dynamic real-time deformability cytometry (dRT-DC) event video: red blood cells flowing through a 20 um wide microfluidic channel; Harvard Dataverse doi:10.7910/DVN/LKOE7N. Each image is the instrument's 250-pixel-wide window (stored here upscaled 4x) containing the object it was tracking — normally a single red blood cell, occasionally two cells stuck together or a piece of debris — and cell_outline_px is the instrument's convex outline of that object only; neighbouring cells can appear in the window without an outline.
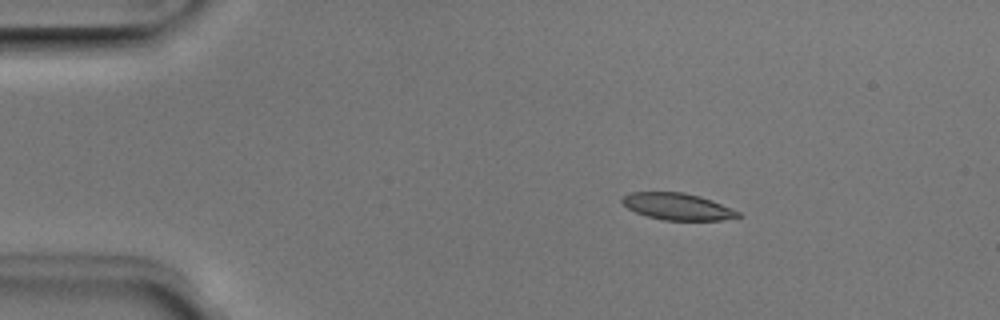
{"species": "Egyptian fruit bat (a non-hibernating species)", "species_latin": "Rousettus aegyptiacus", "temperature_condition": "room temperature", "stored_images_in_passage": 6, "camera_frame_rate_fps": 3000, "um_per_image_px": 0.085, "animal": {"sex": "male"}, "frame": {"image": 1, "passage_image": 3, "time_ms": 0.667, "image_size_px": [1000, 320], "cell_outline_px": [[744, 216], [720, 220], [664, 220], [648, 216], [636, 212], [628, 208], [620, 200], [620, 196], [632, 192], [684, 192], [700, 196], [712, 200], [740, 212]], "centroid_in_image_um": [57.58, 17.55], "position_along_channel_um": 27.4, "area_um2": 18.09}}
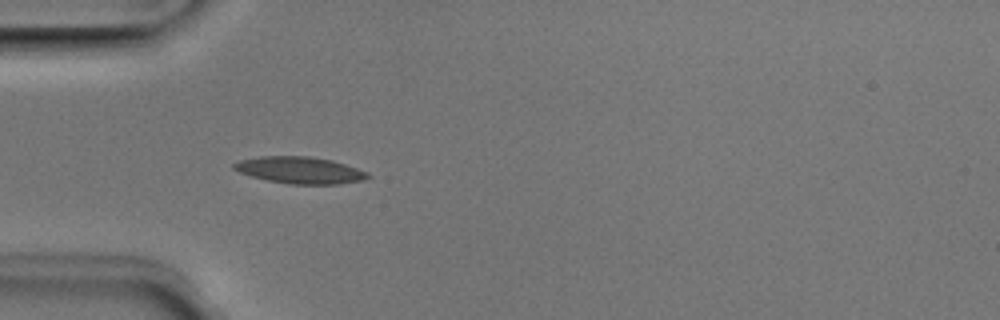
{"frame": {"image": 2, "passage_image": 5, "time_ms": 1.333, "image_size_px": [1000, 320], "cell_outline_px": [[372, 176], [360, 180], [340, 184], [288, 184], [268, 180], [252, 176], [240, 172], [232, 168], [232, 164], [240, 160], [260, 156], [308, 156], [332, 160], [368, 172]], "centroid_in_image_um": [25.48, 14.46], "position_along_channel_um": 59.5, "area_um2": 20.75}}